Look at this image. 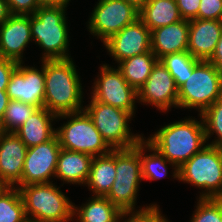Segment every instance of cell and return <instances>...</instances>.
<instances>
[{
    "label": "cell",
    "mask_w": 222,
    "mask_h": 222,
    "mask_svg": "<svg viewBox=\"0 0 222 222\" xmlns=\"http://www.w3.org/2000/svg\"><path fill=\"white\" fill-rule=\"evenodd\" d=\"M44 107L56 114L84 110L83 89L76 66L72 60H44Z\"/></svg>",
    "instance_id": "obj_1"
},
{
    "label": "cell",
    "mask_w": 222,
    "mask_h": 222,
    "mask_svg": "<svg viewBox=\"0 0 222 222\" xmlns=\"http://www.w3.org/2000/svg\"><path fill=\"white\" fill-rule=\"evenodd\" d=\"M186 118L162 126L146 140L178 168L198 153L206 142L204 123Z\"/></svg>",
    "instance_id": "obj_2"
},
{
    "label": "cell",
    "mask_w": 222,
    "mask_h": 222,
    "mask_svg": "<svg viewBox=\"0 0 222 222\" xmlns=\"http://www.w3.org/2000/svg\"><path fill=\"white\" fill-rule=\"evenodd\" d=\"M66 10L61 6L41 5L30 15L32 39L44 50L41 61L71 58Z\"/></svg>",
    "instance_id": "obj_3"
},
{
    "label": "cell",
    "mask_w": 222,
    "mask_h": 222,
    "mask_svg": "<svg viewBox=\"0 0 222 222\" xmlns=\"http://www.w3.org/2000/svg\"><path fill=\"white\" fill-rule=\"evenodd\" d=\"M28 222H69L72 201L52 182L19 187Z\"/></svg>",
    "instance_id": "obj_4"
},
{
    "label": "cell",
    "mask_w": 222,
    "mask_h": 222,
    "mask_svg": "<svg viewBox=\"0 0 222 222\" xmlns=\"http://www.w3.org/2000/svg\"><path fill=\"white\" fill-rule=\"evenodd\" d=\"M179 181L205 189L199 198H222V147L206 144L179 167Z\"/></svg>",
    "instance_id": "obj_5"
},
{
    "label": "cell",
    "mask_w": 222,
    "mask_h": 222,
    "mask_svg": "<svg viewBox=\"0 0 222 222\" xmlns=\"http://www.w3.org/2000/svg\"><path fill=\"white\" fill-rule=\"evenodd\" d=\"M221 96L222 75L211 62L200 60L178 88V108H195L201 115Z\"/></svg>",
    "instance_id": "obj_6"
},
{
    "label": "cell",
    "mask_w": 222,
    "mask_h": 222,
    "mask_svg": "<svg viewBox=\"0 0 222 222\" xmlns=\"http://www.w3.org/2000/svg\"><path fill=\"white\" fill-rule=\"evenodd\" d=\"M67 122L56 128L61 148L88 154L92 157L110 153L113 149L102 138L85 110L57 115Z\"/></svg>",
    "instance_id": "obj_7"
},
{
    "label": "cell",
    "mask_w": 222,
    "mask_h": 222,
    "mask_svg": "<svg viewBox=\"0 0 222 222\" xmlns=\"http://www.w3.org/2000/svg\"><path fill=\"white\" fill-rule=\"evenodd\" d=\"M116 178L105 196L121 212L135 211L142 180L140 142L133 148L115 149Z\"/></svg>",
    "instance_id": "obj_8"
},
{
    "label": "cell",
    "mask_w": 222,
    "mask_h": 222,
    "mask_svg": "<svg viewBox=\"0 0 222 222\" xmlns=\"http://www.w3.org/2000/svg\"><path fill=\"white\" fill-rule=\"evenodd\" d=\"M91 101L84 110L91 117L96 129L112 149H129L135 147L144 137L134 134L129 127L133 115L121 108L99 101Z\"/></svg>",
    "instance_id": "obj_9"
},
{
    "label": "cell",
    "mask_w": 222,
    "mask_h": 222,
    "mask_svg": "<svg viewBox=\"0 0 222 222\" xmlns=\"http://www.w3.org/2000/svg\"><path fill=\"white\" fill-rule=\"evenodd\" d=\"M88 22V31L103 44L139 18V10L123 0H98Z\"/></svg>",
    "instance_id": "obj_10"
},
{
    "label": "cell",
    "mask_w": 222,
    "mask_h": 222,
    "mask_svg": "<svg viewBox=\"0 0 222 222\" xmlns=\"http://www.w3.org/2000/svg\"><path fill=\"white\" fill-rule=\"evenodd\" d=\"M99 74L92 86L91 97L96 101L126 110L134 116L135 103L138 100L137 90L127 83L118 68H113L109 64L101 65Z\"/></svg>",
    "instance_id": "obj_11"
},
{
    "label": "cell",
    "mask_w": 222,
    "mask_h": 222,
    "mask_svg": "<svg viewBox=\"0 0 222 222\" xmlns=\"http://www.w3.org/2000/svg\"><path fill=\"white\" fill-rule=\"evenodd\" d=\"M61 150L56 134L49 140L27 149L22 177L17 188L24 185L49 183L55 177Z\"/></svg>",
    "instance_id": "obj_12"
},
{
    "label": "cell",
    "mask_w": 222,
    "mask_h": 222,
    "mask_svg": "<svg viewBox=\"0 0 222 222\" xmlns=\"http://www.w3.org/2000/svg\"><path fill=\"white\" fill-rule=\"evenodd\" d=\"M18 63L10 76L6 92L10 100L21 101L38 108L44 107L45 75L44 60L41 69Z\"/></svg>",
    "instance_id": "obj_13"
},
{
    "label": "cell",
    "mask_w": 222,
    "mask_h": 222,
    "mask_svg": "<svg viewBox=\"0 0 222 222\" xmlns=\"http://www.w3.org/2000/svg\"><path fill=\"white\" fill-rule=\"evenodd\" d=\"M138 102L155 106L162 112L172 107L178 108V88L167 68L158 61L149 78L137 90Z\"/></svg>",
    "instance_id": "obj_14"
},
{
    "label": "cell",
    "mask_w": 222,
    "mask_h": 222,
    "mask_svg": "<svg viewBox=\"0 0 222 222\" xmlns=\"http://www.w3.org/2000/svg\"><path fill=\"white\" fill-rule=\"evenodd\" d=\"M107 52L119 63L127 58L151 51V31L138 18L126 25L104 44Z\"/></svg>",
    "instance_id": "obj_15"
},
{
    "label": "cell",
    "mask_w": 222,
    "mask_h": 222,
    "mask_svg": "<svg viewBox=\"0 0 222 222\" xmlns=\"http://www.w3.org/2000/svg\"><path fill=\"white\" fill-rule=\"evenodd\" d=\"M27 149L15 132L0 131V183L5 187L20 183Z\"/></svg>",
    "instance_id": "obj_16"
},
{
    "label": "cell",
    "mask_w": 222,
    "mask_h": 222,
    "mask_svg": "<svg viewBox=\"0 0 222 222\" xmlns=\"http://www.w3.org/2000/svg\"><path fill=\"white\" fill-rule=\"evenodd\" d=\"M31 36L30 15H10L0 25V56L22 63Z\"/></svg>",
    "instance_id": "obj_17"
},
{
    "label": "cell",
    "mask_w": 222,
    "mask_h": 222,
    "mask_svg": "<svg viewBox=\"0 0 222 222\" xmlns=\"http://www.w3.org/2000/svg\"><path fill=\"white\" fill-rule=\"evenodd\" d=\"M222 33V20H189L187 51L196 59L208 61Z\"/></svg>",
    "instance_id": "obj_18"
},
{
    "label": "cell",
    "mask_w": 222,
    "mask_h": 222,
    "mask_svg": "<svg viewBox=\"0 0 222 222\" xmlns=\"http://www.w3.org/2000/svg\"><path fill=\"white\" fill-rule=\"evenodd\" d=\"M189 20L158 27L151 31V51L159 60L167 54L187 51Z\"/></svg>",
    "instance_id": "obj_19"
},
{
    "label": "cell",
    "mask_w": 222,
    "mask_h": 222,
    "mask_svg": "<svg viewBox=\"0 0 222 222\" xmlns=\"http://www.w3.org/2000/svg\"><path fill=\"white\" fill-rule=\"evenodd\" d=\"M57 115L45 107L38 108L16 131L27 148L49 141L56 133L53 121Z\"/></svg>",
    "instance_id": "obj_20"
},
{
    "label": "cell",
    "mask_w": 222,
    "mask_h": 222,
    "mask_svg": "<svg viewBox=\"0 0 222 222\" xmlns=\"http://www.w3.org/2000/svg\"><path fill=\"white\" fill-rule=\"evenodd\" d=\"M93 157L61 148L55 177L59 178L63 183L85 185L89 174Z\"/></svg>",
    "instance_id": "obj_21"
},
{
    "label": "cell",
    "mask_w": 222,
    "mask_h": 222,
    "mask_svg": "<svg viewBox=\"0 0 222 222\" xmlns=\"http://www.w3.org/2000/svg\"><path fill=\"white\" fill-rule=\"evenodd\" d=\"M116 178L115 149L102 156L92 159L90 174L85 184L92 191V196L105 197Z\"/></svg>",
    "instance_id": "obj_22"
},
{
    "label": "cell",
    "mask_w": 222,
    "mask_h": 222,
    "mask_svg": "<svg viewBox=\"0 0 222 222\" xmlns=\"http://www.w3.org/2000/svg\"><path fill=\"white\" fill-rule=\"evenodd\" d=\"M139 19L150 31L182 20L175 0H147Z\"/></svg>",
    "instance_id": "obj_23"
},
{
    "label": "cell",
    "mask_w": 222,
    "mask_h": 222,
    "mask_svg": "<svg viewBox=\"0 0 222 222\" xmlns=\"http://www.w3.org/2000/svg\"><path fill=\"white\" fill-rule=\"evenodd\" d=\"M87 201L80 207L73 204V218L77 217V222H118L122 212L106 197L93 196Z\"/></svg>",
    "instance_id": "obj_24"
},
{
    "label": "cell",
    "mask_w": 222,
    "mask_h": 222,
    "mask_svg": "<svg viewBox=\"0 0 222 222\" xmlns=\"http://www.w3.org/2000/svg\"><path fill=\"white\" fill-rule=\"evenodd\" d=\"M158 61L155 54L150 51L119 62L117 68L121 71L127 83L139 90L149 78Z\"/></svg>",
    "instance_id": "obj_25"
},
{
    "label": "cell",
    "mask_w": 222,
    "mask_h": 222,
    "mask_svg": "<svg viewBox=\"0 0 222 222\" xmlns=\"http://www.w3.org/2000/svg\"><path fill=\"white\" fill-rule=\"evenodd\" d=\"M146 149V150H145ZM152 152L148 155L145 151ZM140 160L142 169V180H159L168 175L167 164L173 167L172 177L179 180V168L169 162L157 149L143 138L140 141ZM168 162V163H167Z\"/></svg>",
    "instance_id": "obj_26"
},
{
    "label": "cell",
    "mask_w": 222,
    "mask_h": 222,
    "mask_svg": "<svg viewBox=\"0 0 222 222\" xmlns=\"http://www.w3.org/2000/svg\"><path fill=\"white\" fill-rule=\"evenodd\" d=\"M0 222H28L19 188L5 187L0 192Z\"/></svg>",
    "instance_id": "obj_27"
},
{
    "label": "cell",
    "mask_w": 222,
    "mask_h": 222,
    "mask_svg": "<svg viewBox=\"0 0 222 222\" xmlns=\"http://www.w3.org/2000/svg\"><path fill=\"white\" fill-rule=\"evenodd\" d=\"M174 78L175 85L179 88L192 73L194 66L200 61L194 58L188 51L167 54L159 59Z\"/></svg>",
    "instance_id": "obj_28"
},
{
    "label": "cell",
    "mask_w": 222,
    "mask_h": 222,
    "mask_svg": "<svg viewBox=\"0 0 222 222\" xmlns=\"http://www.w3.org/2000/svg\"><path fill=\"white\" fill-rule=\"evenodd\" d=\"M37 109V106L10 100L0 122V131L15 132Z\"/></svg>",
    "instance_id": "obj_29"
},
{
    "label": "cell",
    "mask_w": 222,
    "mask_h": 222,
    "mask_svg": "<svg viewBox=\"0 0 222 222\" xmlns=\"http://www.w3.org/2000/svg\"><path fill=\"white\" fill-rule=\"evenodd\" d=\"M201 117L204 123L206 141H209L210 136H213L214 133L217 136L207 144L222 147V96L208 107L201 114Z\"/></svg>",
    "instance_id": "obj_30"
},
{
    "label": "cell",
    "mask_w": 222,
    "mask_h": 222,
    "mask_svg": "<svg viewBox=\"0 0 222 222\" xmlns=\"http://www.w3.org/2000/svg\"><path fill=\"white\" fill-rule=\"evenodd\" d=\"M190 222H222V198H198Z\"/></svg>",
    "instance_id": "obj_31"
},
{
    "label": "cell",
    "mask_w": 222,
    "mask_h": 222,
    "mask_svg": "<svg viewBox=\"0 0 222 222\" xmlns=\"http://www.w3.org/2000/svg\"><path fill=\"white\" fill-rule=\"evenodd\" d=\"M159 207L160 206L155 203L145 208L142 207L139 210L136 209V211L122 212L118 222L122 221L123 218H127V216L128 219L122 222H166L167 219L164 215L162 216Z\"/></svg>",
    "instance_id": "obj_32"
},
{
    "label": "cell",
    "mask_w": 222,
    "mask_h": 222,
    "mask_svg": "<svg viewBox=\"0 0 222 222\" xmlns=\"http://www.w3.org/2000/svg\"><path fill=\"white\" fill-rule=\"evenodd\" d=\"M198 19L222 20V0H201Z\"/></svg>",
    "instance_id": "obj_33"
},
{
    "label": "cell",
    "mask_w": 222,
    "mask_h": 222,
    "mask_svg": "<svg viewBox=\"0 0 222 222\" xmlns=\"http://www.w3.org/2000/svg\"><path fill=\"white\" fill-rule=\"evenodd\" d=\"M11 15H32L42 5L40 0H6Z\"/></svg>",
    "instance_id": "obj_34"
},
{
    "label": "cell",
    "mask_w": 222,
    "mask_h": 222,
    "mask_svg": "<svg viewBox=\"0 0 222 222\" xmlns=\"http://www.w3.org/2000/svg\"><path fill=\"white\" fill-rule=\"evenodd\" d=\"M182 19L192 20L198 18L201 0H175Z\"/></svg>",
    "instance_id": "obj_35"
},
{
    "label": "cell",
    "mask_w": 222,
    "mask_h": 222,
    "mask_svg": "<svg viewBox=\"0 0 222 222\" xmlns=\"http://www.w3.org/2000/svg\"><path fill=\"white\" fill-rule=\"evenodd\" d=\"M17 65L18 62L0 56V90H6L10 76Z\"/></svg>",
    "instance_id": "obj_36"
},
{
    "label": "cell",
    "mask_w": 222,
    "mask_h": 222,
    "mask_svg": "<svg viewBox=\"0 0 222 222\" xmlns=\"http://www.w3.org/2000/svg\"><path fill=\"white\" fill-rule=\"evenodd\" d=\"M208 61L211 62L222 75V33L217 42L215 51Z\"/></svg>",
    "instance_id": "obj_37"
},
{
    "label": "cell",
    "mask_w": 222,
    "mask_h": 222,
    "mask_svg": "<svg viewBox=\"0 0 222 222\" xmlns=\"http://www.w3.org/2000/svg\"><path fill=\"white\" fill-rule=\"evenodd\" d=\"M9 101L10 98L8 97L6 90H0V122L4 117Z\"/></svg>",
    "instance_id": "obj_38"
},
{
    "label": "cell",
    "mask_w": 222,
    "mask_h": 222,
    "mask_svg": "<svg viewBox=\"0 0 222 222\" xmlns=\"http://www.w3.org/2000/svg\"><path fill=\"white\" fill-rule=\"evenodd\" d=\"M11 15L6 0H0V25Z\"/></svg>",
    "instance_id": "obj_39"
},
{
    "label": "cell",
    "mask_w": 222,
    "mask_h": 222,
    "mask_svg": "<svg viewBox=\"0 0 222 222\" xmlns=\"http://www.w3.org/2000/svg\"><path fill=\"white\" fill-rule=\"evenodd\" d=\"M71 0H40L44 6H61L67 8V5Z\"/></svg>",
    "instance_id": "obj_40"
},
{
    "label": "cell",
    "mask_w": 222,
    "mask_h": 222,
    "mask_svg": "<svg viewBox=\"0 0 222 222\" xmlns=\"http://www.w3.org/2000/svg\"><path fill=\"white\" fill-rule=\"evenodd\" d=\"M124 2L133 5L135 8H137L139 11L143 8L144 3L147 0H123Z\"/></svg>",
    "instance_id": "obj_41"
},
{
    "label": "cell",
    "mask_w": 222,
    "mask_h": 222,
    "mask_svg": "<svg viewBox=\"0 0 222 222\" xmlns=\"http://www.w3.org/2000/svg\"><path fill=\"white\" fill-rule=\"evenodd\" d=\"M5 188L3 184L0 183V192Z\"/></svg>",
    "instance_id": "obj_42"
}]
</instances>
